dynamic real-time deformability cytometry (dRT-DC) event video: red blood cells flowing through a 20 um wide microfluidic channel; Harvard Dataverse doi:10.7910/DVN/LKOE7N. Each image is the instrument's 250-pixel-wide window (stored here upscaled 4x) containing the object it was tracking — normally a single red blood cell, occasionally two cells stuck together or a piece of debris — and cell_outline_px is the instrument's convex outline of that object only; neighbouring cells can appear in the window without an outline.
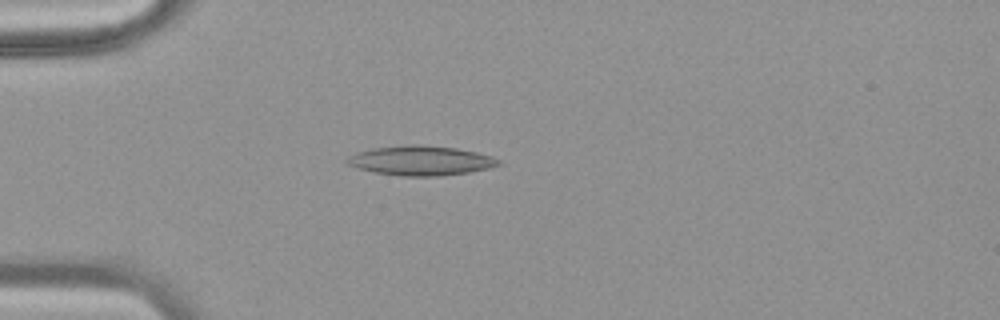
{"species": "common noctule bat (a hibernating species)", "species_latin": "Nyctalus noctula", "temperature_condition": "warm", "stored_images_in_passage": 37, "camera_frame_rate_fps": 3000, "um_per_image_px": 0.085, "animal": {"sex": "female", "body_mass_g": 18.4}, "frame": {"image": 1, "passage_image": 6, "time_ms": 1.667, "image_size_px": [1000, 320], "cell_outline_px": [[500, 164], [492, 168], [468, 172], [440, 176], [404, 176], [376, 172], [360, 168], [348, 164], [344, 160], [348, 156], [356, 152], [372, 148], [412, 144], [420, 144], [456, 148], [476, 152], [492, 156], [500, 160]], "centroid_in_image_um": [35.79, 13.64], "position_along_channel_um": 49.2, "area_um2": 26.07}}
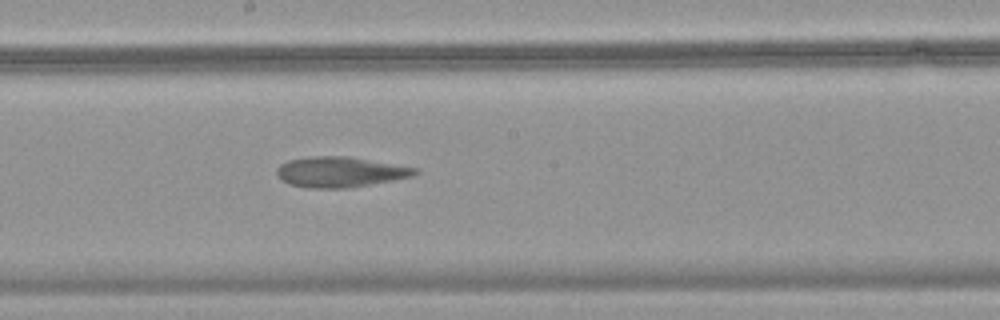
{"frame": {"image": 2, "passage_image": 20, "time_ms": 6.333, "image_size_px": [1000, 320], "cell_outline_px": [[420, 172], [412, 176], [392, 180], [344, 188], [308, 188], [288, 184], [280, 180], [276, 176], [276, 168], [280, 164], [288, 160], [308, 156], [348, 156], [416, 168]], "centroid_in_image_um": [28.82, 14.61], "position_along_channel_um": 219.4, "area_um2": 24.45}}
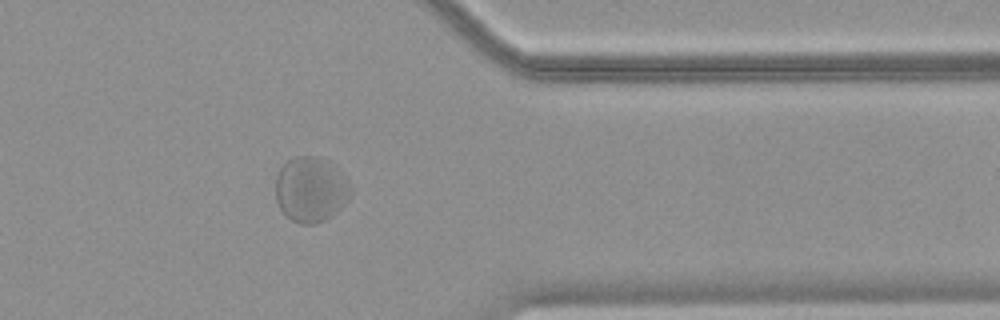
{"frame": {"image": 3, "passage_image": 33, "time_ms": 10.667, "image_size_px": [1000, 320], "cell_outline_px": [[352, 192], [348, 200], [332, 216], [316, 224], [300, 224], [292, 220], [280, 208], [276, 200], [276, 176], [280, 168], [292, 156], [316, 156], [328, 160], [340, 168], [352, 188]], "centroid_in_image_um": [26.44, 16.08], "position_along_channel_um": 385.0, "area_um2": 28.9}}